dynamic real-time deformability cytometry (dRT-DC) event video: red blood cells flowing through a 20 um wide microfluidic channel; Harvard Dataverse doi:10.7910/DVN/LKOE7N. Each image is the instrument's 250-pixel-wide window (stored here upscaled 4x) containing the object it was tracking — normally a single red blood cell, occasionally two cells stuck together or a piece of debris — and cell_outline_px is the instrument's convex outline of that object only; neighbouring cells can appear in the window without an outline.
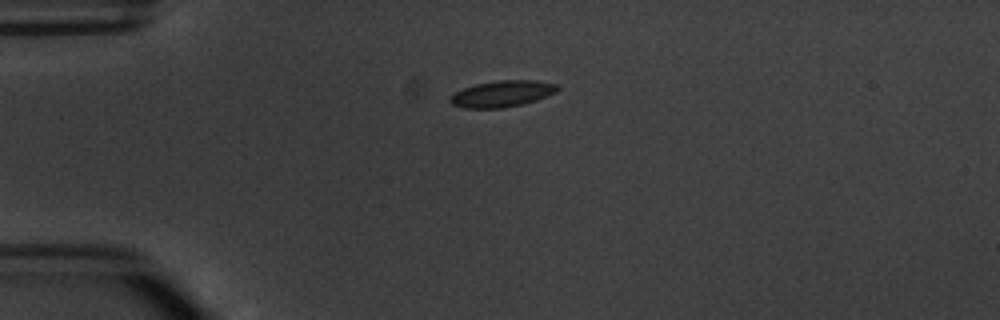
{"species": "common noctule bat (a hibernating species)", "species_latin": "Nyctalus noctula", "temperature_condition": "warm", "stored_images_in_passage": 5, "camera_frame_rate_fps": 3000, "um_per_image_px": 0.085, "animal": {"sex": "male", "body_mass_g": 20.1, "forearm_length_mm": 53.5}, "frame": {"image": 1, "passage_image": 1, "time_ms": 0.0, "image_size_px": [1000, 320], "cell_outline_px": [[560, 88], [556, 92], [536, 100], [504, 108], [464, 108], [452, 104], [448, 100], [456, 92], [464, 88], [476, 84], [500, 80], [536, 80], [556, 84]], "centroid_in_image_um": [42.69, 7.97], "position_along_channel_um": 42.3, "area_um2": 16.3}}
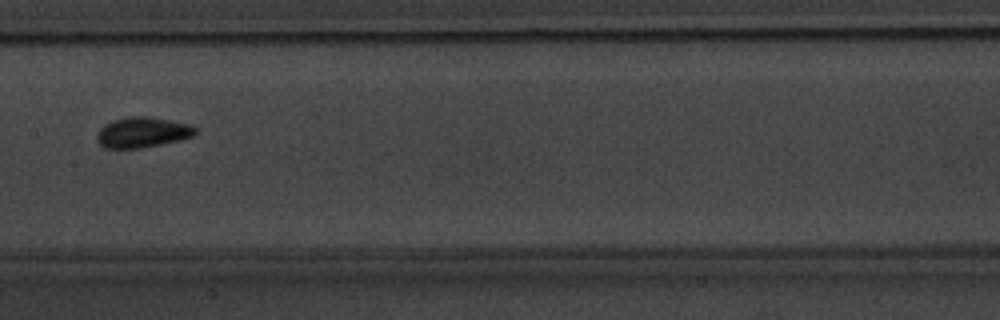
{"frame": {"image": 2, "passage_image": 5, "time_ms": 4.667, "image_size_px": [1000, 320], "cell_outline_px": [[196, 136], [180, 140], [140, 148], [104, 148], [96, 140], [96, 136], [100, 128], [104, 124], [112, 120], [128, 116], [148, 116], [192, 124], [196, 128]], "centroid_in_image_um": [12.12, 11.24], "position_along_channel_um": 195.3, "area_um2": 17.69}}